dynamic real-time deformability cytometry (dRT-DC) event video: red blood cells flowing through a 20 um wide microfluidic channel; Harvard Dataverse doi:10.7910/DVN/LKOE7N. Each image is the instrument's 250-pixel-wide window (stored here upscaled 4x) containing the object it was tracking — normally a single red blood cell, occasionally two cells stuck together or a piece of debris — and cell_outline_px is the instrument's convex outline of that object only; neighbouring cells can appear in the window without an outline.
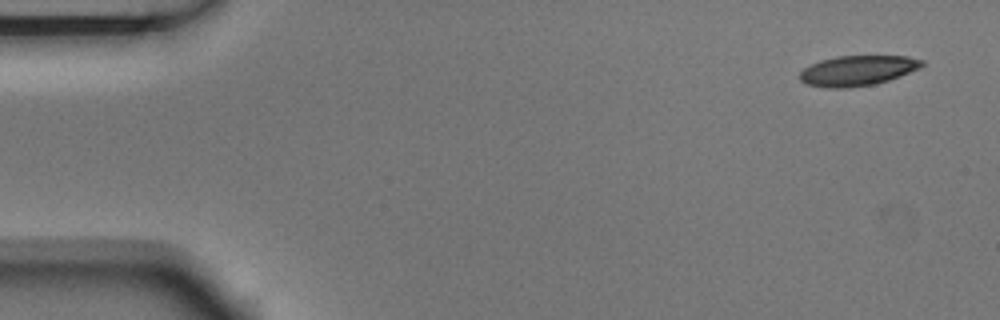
{"species": "Egyptian fruit bat (a non-hibernating species)", "species_latin": "Rousettus aegyptiacus", "temperature_condition": "room temperature", "stored_images_in_passage": 4, "camera_frame_rate_fps": 3000, "um_per_image_px": 0.085, "animal": {"sex": "male"}, "frame": {"image": 1, "passage_image": 1, "time_ms": 0.0, "image_size_px": [1000, 320], "cell_outline_px": [[924, 64], [920, 68], [900, 76], [888, 80], [872, 84], [844, 88], [828, 88], [804, 84], [800, 80], [800, 72], [804, 68], [820, 60], [836, 56], [908, 56], [924, 60]], "centroid_in_image_um": [72.88, 5.99], "position_along_channel_um": 12.1, "area_um2": 21.44}}
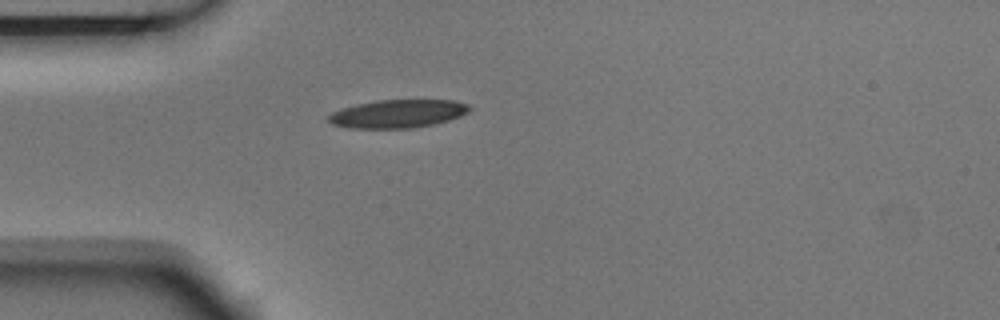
{"frame": {"image": 2, "passage_image": 4, "time_ms": 1.0, "image_size_px": [1000, 320], "cell_outline_px": [[472, 108], [468, 112], [460, 116], [448, 120], [432, 124], [412, 128], [348, 128], [332, 124], [328, 120], [328, 116], [332, 112], [340, 108], [356, 104], [376, 100], [456, 100], [468, 104]], "centroid_in_image_um": [33.8, 9.66], "position_along_channel_um": 51.2, "area_um2": 23.24}}